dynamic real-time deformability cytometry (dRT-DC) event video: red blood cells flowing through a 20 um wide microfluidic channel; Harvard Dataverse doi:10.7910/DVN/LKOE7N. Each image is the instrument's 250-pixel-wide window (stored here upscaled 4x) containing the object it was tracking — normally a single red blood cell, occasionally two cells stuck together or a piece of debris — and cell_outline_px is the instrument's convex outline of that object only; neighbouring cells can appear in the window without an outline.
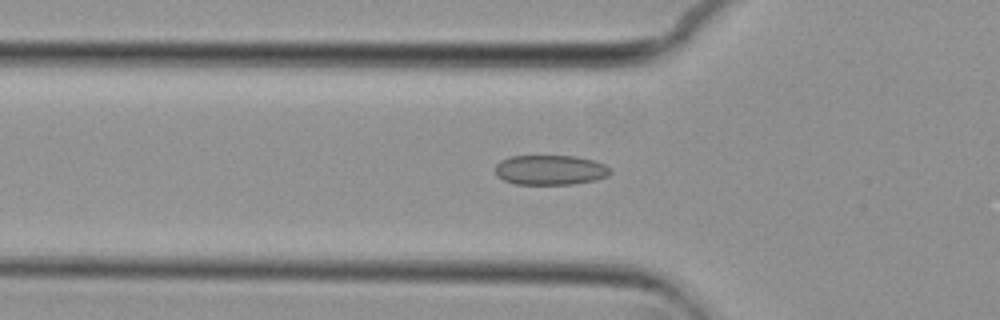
{"species": "common noctule bat (a hibernating species)", "species_latin": "Nyctalus noctula", "temperature_condition": "cold", "stored_images_in_passage": 28, "camera_frame_rate_fps": 3000, "um_per_image_px": 0.085, "animal": {"sex": "female", "body_mass_g": 29.2, "forearm_length_mm": 56.3}, "frame": {"image": 1, "passage_image": 7, "time_ms": 2.0, "image_size_px": [1000, 320], "cell_outline_px": [[612, 172], [608, 176], [596, 180], [572, 184], [516, 184], [504, 180], [496, 172], [496, 164], [500, 160], [512, 156], [576, 156], [592, 160], [604, 164], [612, 168]], "centroid_in_image_um": [46.82, 14.44], "position_along_channel_um": 79.0, "area_um2": 20.0}}
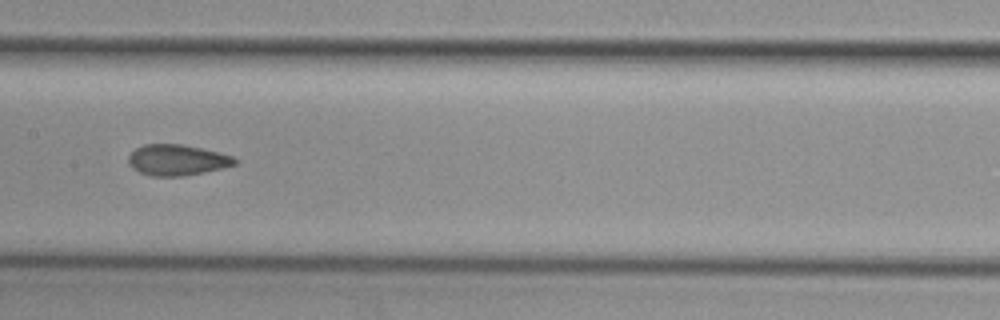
{"frame": {"image": 2, "passage_image": 16, "time_ms": 5.0, "image_size_px": [1000, 320], "cell_outline_px": [[236, 164], [220, 168], [180, 176], [152, 176], [140, 172], [132, 168], [128, 164], [128, 156], [136, 148], [144, 144], [180, 144], [200, 148], [232, 156], [236, 160]], "centroid_in_image_um": [14.98, 13.59], "position_along_channel_um": 192.4, "area_um2": 18.73}}
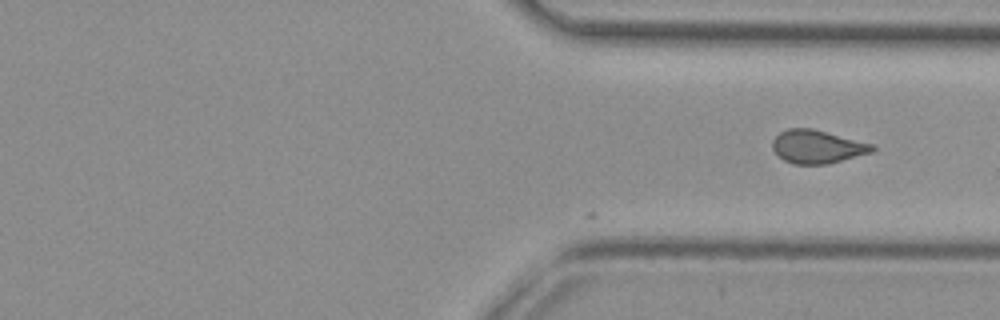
{"frame": {"image": 3, "passage_image": 28, "time_ms": 9.0, "image_size_px": [1000, 320], "cell_outline_px": [[876, 148], [872, 152], [828, 164], [792, 164], [784, 160], [772, 148], [772, 140], [780, 132], [788, 128], [812, 128], [872, 144]], "centroid_in_image_um": [69.44, 12.47], "position_along_channel_um": 342.0, "area_um2": 19.19}}